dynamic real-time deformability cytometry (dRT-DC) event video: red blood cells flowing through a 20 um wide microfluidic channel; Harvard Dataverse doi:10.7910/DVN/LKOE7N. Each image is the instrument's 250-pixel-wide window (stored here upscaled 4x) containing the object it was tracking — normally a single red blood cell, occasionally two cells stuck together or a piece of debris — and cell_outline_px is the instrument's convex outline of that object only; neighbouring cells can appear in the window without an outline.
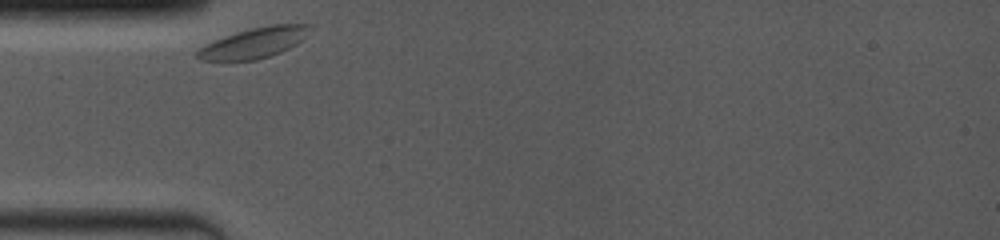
{"species": "common noctule bat (a hibernating species)", "species_latin": "Nyctalus noctula", "temperature_condition": "room temperature", "stored_images_in_passage": 39, "camera_frame_rate_fps": 4000, "um_per_image_px": 0.085, "animal": {"sex": "female", "body_mass_g": 19.0, "forearm_length_mm": 53.3}, "frame": {"image": 1, "passage_image": 1, "time_ms": 0.0, "image_size_px": [1000, 240], "cell_outline_px": [[312, 24], [304, 36], [296, 44], [280, 52], [256, 60], [200, 60], [196, 56], [196, 52], [204, 44], [252, 28], [272, 24]], "centroid_in_image_um": [21.59, 3.65], "position_along_channel_um": 63.4, "area_um2": 19.31}}
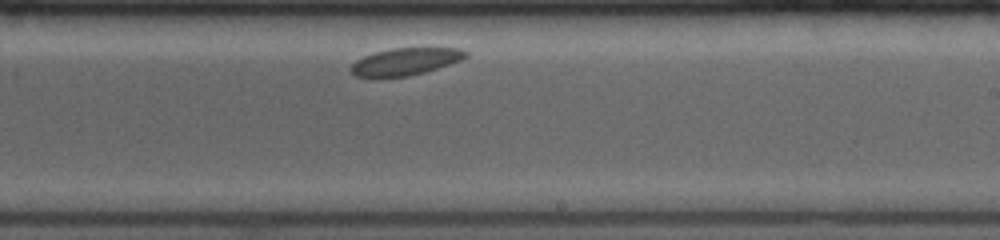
{"frame": {"image": 2, "passage_image": 23, "time_ms": 5.5, "image_size_px": [1000, 240], "cell_outline_px": [[468, 56], [460, 60], [424, 72], [408, 76], [356, 76], [348, 68], [356, 60], [364, 56], [376, 52], [392, 48], [460, 48], [468, 52]], "centroid_in_image_um": [34.46, 5.21], "position_along_channel_um": 254.5, "area_um2": 17.8}}
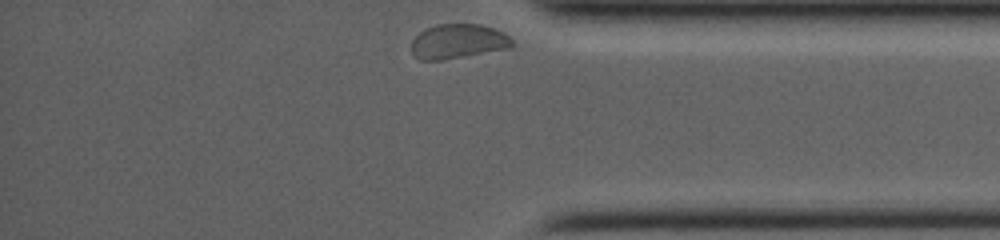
{"frame": {"image": 3, "passage_image": 39, "time_ms": 9.5, "image_size_px": [1000, 240], "cell_outline_px": [[516, 44], [512, 48], [440, 60], [420, 60], [412, 56], [412, 40], [420, 32], [436, 24], [480, 24], [504, 32]], "centroid_in_image_um": [38.95, 3.52], "position_along_channel_um": 396.2, "area_um2": 20.35}}